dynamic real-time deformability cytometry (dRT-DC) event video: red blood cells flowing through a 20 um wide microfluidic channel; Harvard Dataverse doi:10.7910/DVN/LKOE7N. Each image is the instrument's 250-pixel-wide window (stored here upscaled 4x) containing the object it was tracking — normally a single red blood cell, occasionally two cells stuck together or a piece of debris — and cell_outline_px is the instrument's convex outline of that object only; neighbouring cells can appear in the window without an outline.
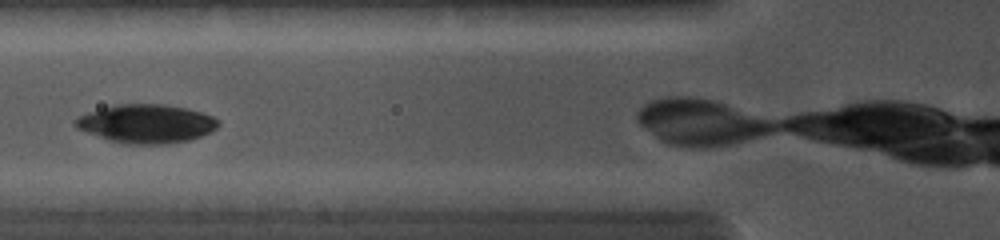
{"species": "common noctule bat (a hibernating species)", "species_latin": "Nyctalus noctula", "temperature_condition": "cold", "stored_images_in_passage": 4, "camera_frame_rate_fps": 5000, "um_per_image_px": 0.085, "animal": {"sex": "female", "body_mass_g": 19.0, "forearm_length_mm": 56.7}, "frame": {"image": 1, "passage_image": 2, "time_ms": 1.2, "image_size_px": [1000, 240], "cell_outline_px": [[220, 124], [216, 128], [200, 136], [188, 140], [164, 144], [124, 144], [108, 140], [76, 128], [72, 124], [72, 120], [76, 116], [88, 112], [116, 104], [164, 104], [188, 108], [212, 116], [220, 120]], "centroid_in_image_um": [12.39, 10.51], "position_along_channel_um": 113.4, "area_um2": 32.31}}